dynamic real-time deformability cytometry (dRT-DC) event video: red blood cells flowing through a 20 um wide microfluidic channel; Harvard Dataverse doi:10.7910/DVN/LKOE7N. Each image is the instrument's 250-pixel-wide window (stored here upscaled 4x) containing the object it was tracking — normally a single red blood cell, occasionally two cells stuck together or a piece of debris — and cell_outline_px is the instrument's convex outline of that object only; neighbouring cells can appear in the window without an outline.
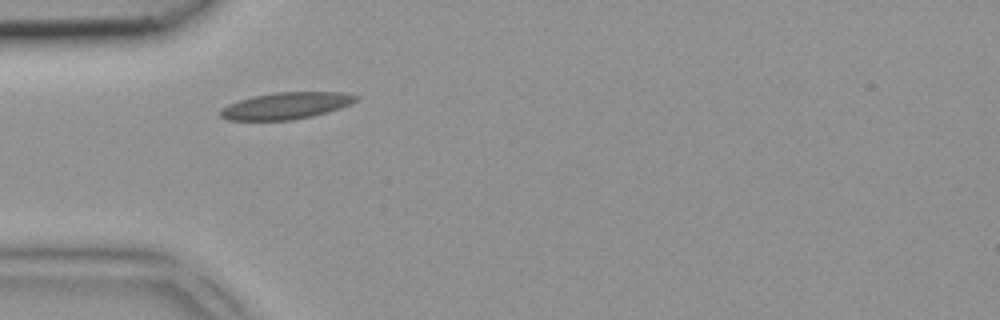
{"species": "common noctule bat (a hibernating species)", "species_latin": "Nyctalus noctula", "temperature_condition": "room temperature", "stored_images_in_passage": 6, "camera_frame_rate_fps": 3000, "um_per_image_px": 0.085, "animal": {"sex": "female", "body_mass_g": 18.4}, "frame": {"image": 1, "passage_image": 5, "time_ms": 1.333, "image_size_px": [1000, 320], "cell_outline_px": [[360, 96], [356, 100], [340, 108], [328, 112], [312, 116], [292, 120], [228, 120], [220, 116], [220, 108], [228, 104], [252, 96], [276, 92], [344, 92]], "centroid_in_image_um": [24.3, 8.98], "position_along_channel_um": 60.7, "area_um2": 21.1}}